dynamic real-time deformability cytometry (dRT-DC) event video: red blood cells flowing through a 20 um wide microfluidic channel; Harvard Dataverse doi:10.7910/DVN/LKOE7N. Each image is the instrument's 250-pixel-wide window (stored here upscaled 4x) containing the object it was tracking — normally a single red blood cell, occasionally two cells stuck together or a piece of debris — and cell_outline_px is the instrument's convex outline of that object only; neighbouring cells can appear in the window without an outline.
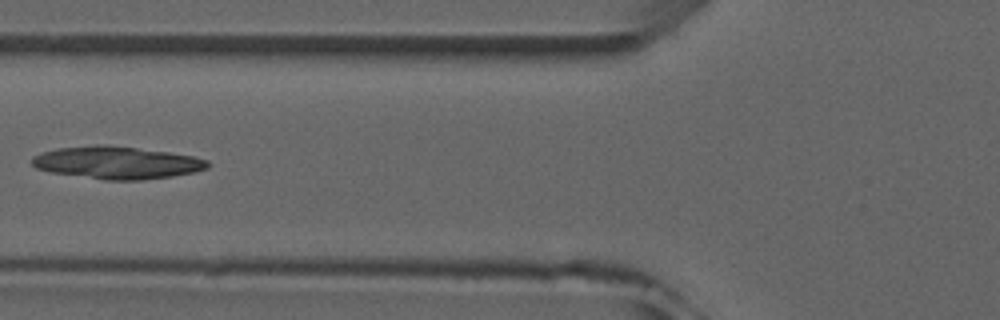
{"species": "common noctule bat (a hibernating species)", "species_latin": "Nyctalus noctula", "temperature_condition": "room temperature", "stored_images_in_passage": 6, "camera_frame_rate_fps": 3000, "um_per_image_px": 0.085, "animal": {"sex": "male", "forearm_length_mm": 52.5}, "frame": {"image": 1, "passage_image": 6, "time_ms": 5.667, "image_size_px": [1000, 320], "cell_outline_px": [[212, 164], [208, 168], [192, 172], [172, 176], [140, 180], [104, 180], [48, 172], [36, 168], [32, 164], [32, 156], [40, 152], [56, 148], [96, 144], [108, 144], [168, 152], [192, 156], [208, 160]], "centroid_in_image_um": [9.89, 13.82], "position_along_channel_um": 115.9, "area_um2": 33.58}}